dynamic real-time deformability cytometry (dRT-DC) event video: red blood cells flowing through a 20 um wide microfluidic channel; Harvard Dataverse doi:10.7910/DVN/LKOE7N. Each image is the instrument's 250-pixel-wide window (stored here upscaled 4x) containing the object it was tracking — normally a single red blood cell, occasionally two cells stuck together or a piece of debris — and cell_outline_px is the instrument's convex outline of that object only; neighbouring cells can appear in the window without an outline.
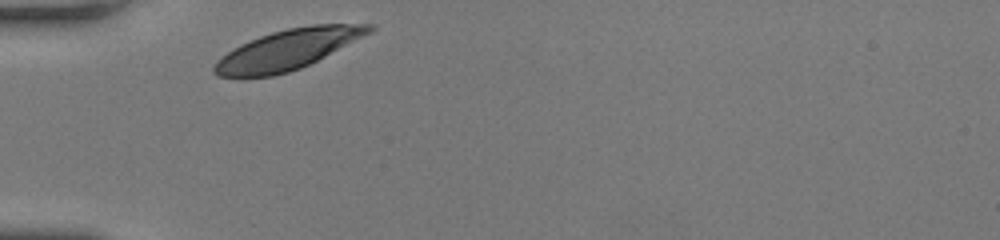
{"species": "human", "species_latin": "Homo sapiens", "temperature_condition": "room temperature", "stored_images_in_passage": 26, "camera_frame_rate_fps": 3000, "um_per_image_px": 0.085, "donor": {"sex": "female"}, "frame": {"image": 1, "passage_image": 1, "time_ms": 0.0, "image_size_px": [1000, 240], "cell_outline_px": [[376, 28], [372, 32], [300, 68], [288, 72], [272, 76], [220, 76], [212, 72], [212, 68], [228, 52], [240, 44], [260, 36], [272, 32], [288, 28], [312, 24], [372, 24]], "centroid_in_image_um": [24.49, 4.19], "position_along_channel_um": 60.5, "area_um2": 35.37}}
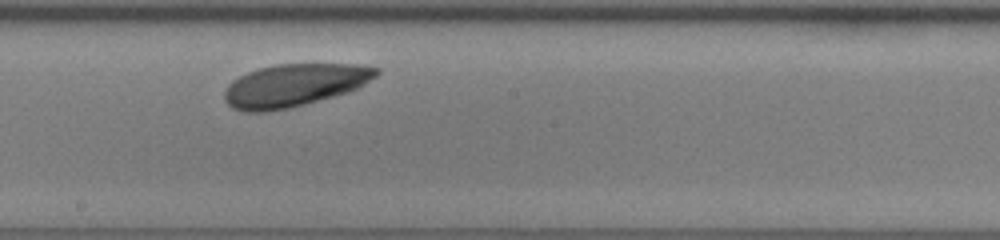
{"frame": {"image": 2, "passage_image": 14, "time_ms": 4.333, "image_size_px": [1000, 240], "cell_outline_px": [[380, 72], [376, 76], [364, 84], [348, 92], [304, 104], [288, 108], [264, 112], [240, 112], [232, 108], [224, 100], [224, 92], [228, 84], [232, 80], [248, 72], [260, 68], [276, 64], [360, 64], [380, 68]], "centroid_in_image_um": [24.99, 7.24], "position_along_channel_um": 223.2, "area_um2": 37.74}}
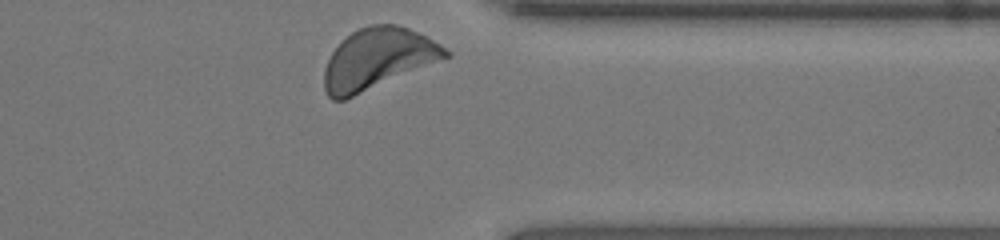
{"frame": {"image": 3, "passage_image": 26, "time_ms": 8.333, "image_size_px": [1000, 240], "cell_outline_px": [[452, 56], [344, 100], [332, 100], [328, 96], [324, 88], [324, 68], [332, 52], [352, 32], [368, 24], [396, 24], [408, 28], [440, 44], [452, 52]], "centroid_in_image_um": [32.12, 5.0], "position_along_channel_um": 379.3, "area_um2": 42.66}, "authors_computed_cell_mechanics": {"area_um2": 37.8012, "velocity_mm_per_s": 3.9589, "shape_relaxation_time_tau1_ms": 1.0792, "shape_relaxation_time_tau2_ms": null, "deformation_change_tau1": 0.0918, "deformation_change_tau2": null}}